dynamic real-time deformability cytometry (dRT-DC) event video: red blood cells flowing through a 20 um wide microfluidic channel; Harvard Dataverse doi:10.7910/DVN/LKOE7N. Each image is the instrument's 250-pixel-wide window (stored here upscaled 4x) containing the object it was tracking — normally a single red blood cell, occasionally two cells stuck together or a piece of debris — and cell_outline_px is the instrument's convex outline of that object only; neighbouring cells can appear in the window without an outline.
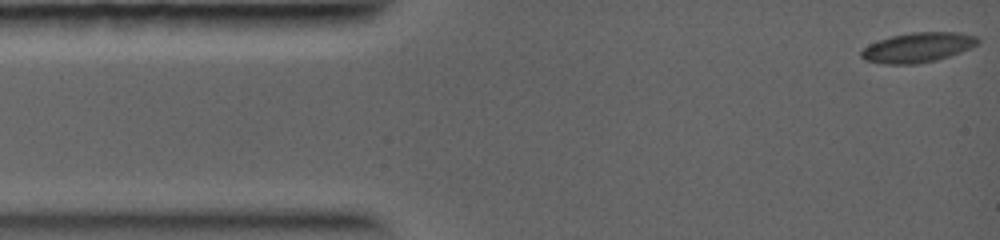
{"species": "common noctule bat (a hibernating species)", "species_latin": "Nyctalus noctula", "temperature_condition": "warm", "stored_images_in_passage": 28, "camera_frame_rate_fps": 5000, "um_per_image_px": 0.085, "animal": {"sex": "female", "body_mass_g": 19.0, "forearm_length_mm": 56.7}, "frame": {"image": 1, "passage_image": 1, "time_ms": 0.0, "image_size_px": [1000, 240], "cell_outline_px": [[980, 40], [972, 48], [936, 60], [916, 64], [884, 64], [864, 60], [860, 56], [860, 52], [868, 44], [892, 36], [912, 32], [960, 32], [976, 36]], "centroid_in_image_um": [78.0, 4.03], "position_along_channel_um": 7.0, "area_um2": 20.23}}
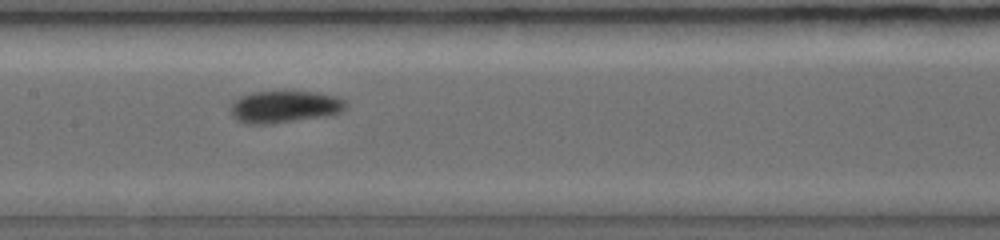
{"frame": {"image": 2, "passage_image": 8, "time_ms": 5.4, "image_size_px": [1000, 240], "cell_outline_px": [[348, 104], [340, 112], [324, 116], [272, 124], [244, 124], [236, 120], [232, 116], [228, 108], [240, 96], [252, 92], [316, 92], [336, 96], [344, 100]], "centroid_in_image_um": [24.13, 9.09], "position_along_channel_um": 183.3, "area_um2": 21.56}}
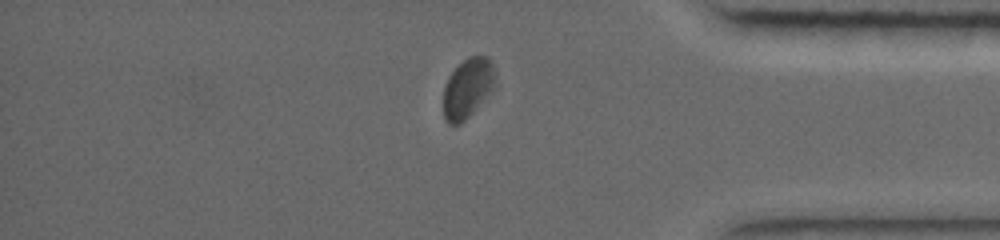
{"frame": {"image": 3, "passage_image": 22, "time_ms": 10.2, "image_size_px": [1000, 240], "cell_outline_px": [[496, 88], [460, 124], [448, 124], [444, 120], [444, 84], [448, 76], [468, 56], [488, 56], [492, 64], [496, 76]], "centroid_in_image_um": [39.77, 7.48], "position_along_channel_um": 395.4, "area_um2": 18.15}}